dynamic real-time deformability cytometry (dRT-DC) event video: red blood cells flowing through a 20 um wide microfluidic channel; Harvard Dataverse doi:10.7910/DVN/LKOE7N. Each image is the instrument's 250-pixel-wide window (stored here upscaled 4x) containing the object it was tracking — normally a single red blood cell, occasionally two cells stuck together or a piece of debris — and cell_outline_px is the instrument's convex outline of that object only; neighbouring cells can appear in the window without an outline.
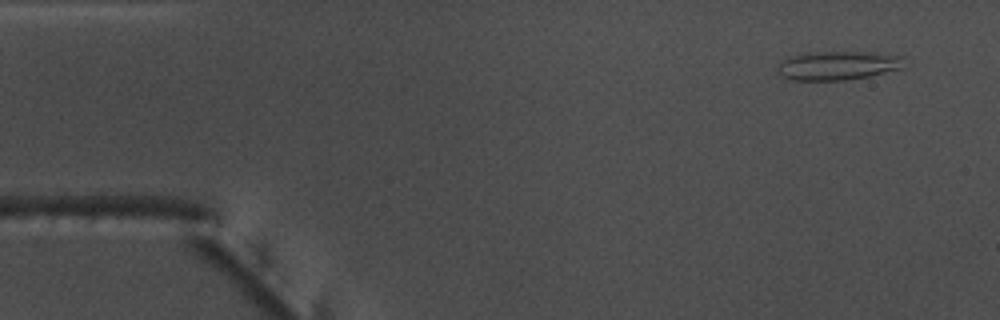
{"species": "common noctule bat (a hibernating species)", "species_latin": "Nyctalus noctula", "temperature_condition": "warm", "stored_images_in_passage": 50, "camera_frame_rate_fps": 3000, "um_per_image_px": 0.085, "animal": {"sex": "male", "body_mass_g": 17.5, "forearm_length_mm": 52.3}, "frame": {"image": 1, "passage_image": 1, "time_ms": 0.0, "image_size_px": [1000, 320], "cell_outline_px": [[904, 68], [868, 76], [848, 80], [792, 80], [780, 76], [776, 72], [776, 68], [784, 60], [792, 56], [804, 52], [872, 52], [904, 56]], "centroid_in_image_um": [71.22, 5.57], "position_along_channel_um": 13.8, "area_um2": 21.5}}
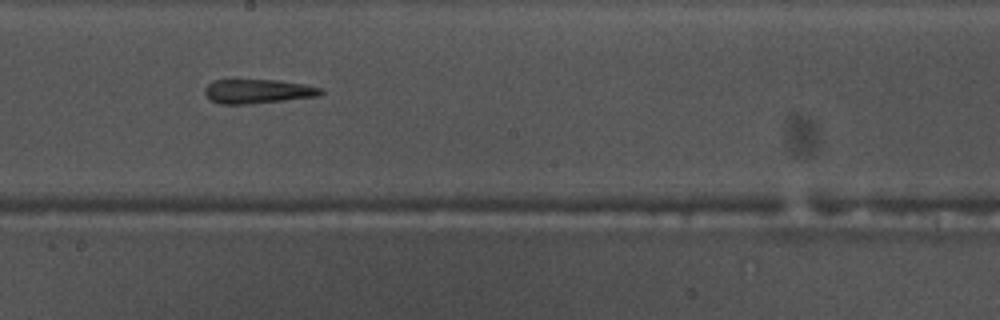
{"frame": {"image": 2, "passage_image": 26, "time_ms": 8.333, "image_size_px": [1000, 320], "cell_outline_px": [[324, 92], [320, 96], [284, 100], [244, 104], [220, 104], [212, 100], [204, 92], [204, 88], [212, 80], [276, 80], [304, 84], [324, 88]], "centroid_in_image_um": [21.95, 7.75], "position_along_channel_um": 226.3, "area_um2": 16.3}}
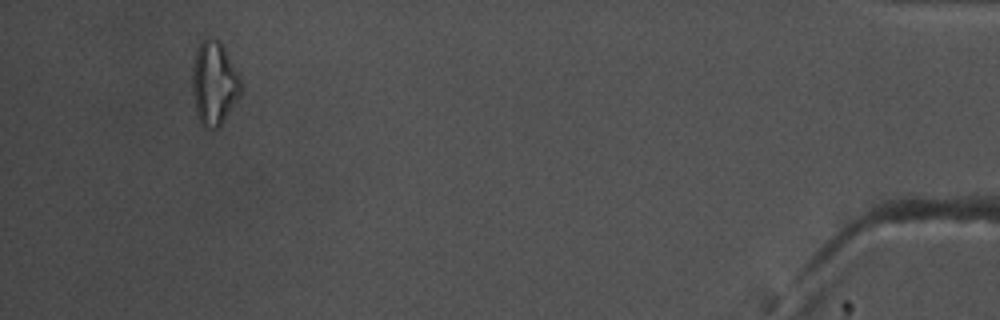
{"frame": {"image": 3, "passage_image": 47, "time_ms": 15.333, "image_size_px": [1000, 320], "cell_outline_px": [[244, 84], [240, 92], [220, 124], [216, 128], [204, 128], [200, 124], [196, 112], [192, 92], [192, 68], [196, 48], [200, 40], [204, 36], [208, 36], [220, 40], [240, 76]], "centroid_in_image_um": [18.17, 6.99], "position_along_channel_um": 417.0, "area_um2": 23.81}, "authors_computed_cell_mechanics": {"area_um2": 18.0625, "velocity_mm_per_s": 3.8123, "shape_relaxation_time_tau1_ms": null, "shape_relaxation_time_tau2_ms": 2.2706, "deformation_change_tau1": null, "deformation_change_tau2": 0.1567}}